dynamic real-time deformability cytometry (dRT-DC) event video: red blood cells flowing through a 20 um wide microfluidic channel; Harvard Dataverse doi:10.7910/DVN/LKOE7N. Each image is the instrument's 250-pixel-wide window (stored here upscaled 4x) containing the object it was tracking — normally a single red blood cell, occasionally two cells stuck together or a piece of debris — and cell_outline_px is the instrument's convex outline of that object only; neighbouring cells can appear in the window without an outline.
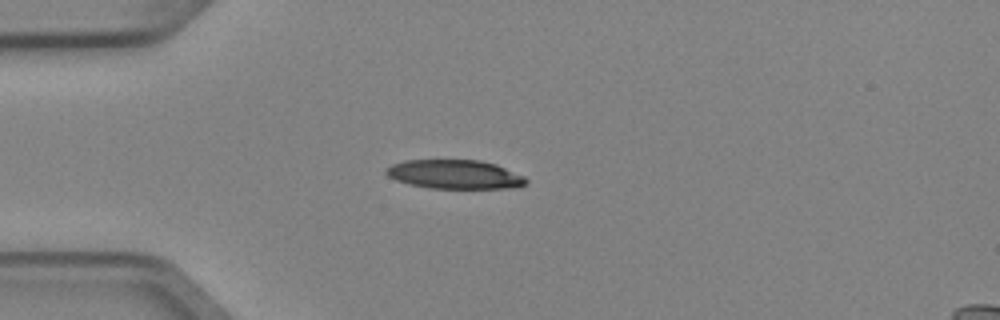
{"species": "Egyptian fruit bat (a non-hibernating species)", "species_latin": "Rousettus aegyptiacus", "temperature_condition": "cold", "stored_images_in_passage": 1, "camera_frame_rate_fps": 3000, "um_per_image_px": 0.085, "animal": {"sex": "female"}, "frame": {"image": 1, "passage_image": 1, "time_ms": 0.0, "image_size_px": [1000, 320], "cell_outline_px": [[528, 184], [520, 188], [428, 188], [396, 180], [388, 176], [384, 172], [384, 168], [392, 164], [404, 160], [480, 160], [496, 164], [524, 176], [528, 180]], "centroid_in_image_um": [38.68, 14.82], "position_along_channel_um": 46.3, "area_um2": 23.81}}